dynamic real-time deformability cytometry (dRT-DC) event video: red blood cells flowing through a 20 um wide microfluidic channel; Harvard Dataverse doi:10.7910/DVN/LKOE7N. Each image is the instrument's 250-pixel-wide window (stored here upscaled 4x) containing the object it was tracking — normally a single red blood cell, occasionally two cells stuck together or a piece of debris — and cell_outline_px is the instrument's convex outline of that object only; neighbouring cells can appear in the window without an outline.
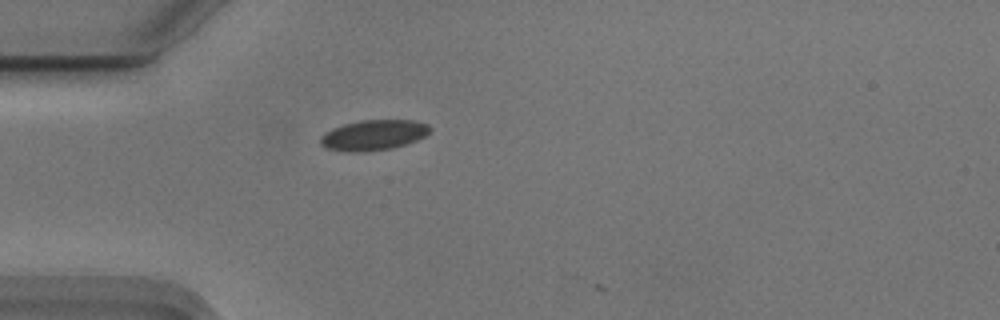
{"species": "Egyptian fruit bat (a non-hibernating species)", "species_latin": "Rousettus aegyptiacus", "temperature_condition": "cold", "stored_images_in_passage": 4, "camera_frame_rate_fps": 3000, "um_per_image_px": 0.085, "animal": {"sex": "male"}, "frame": {"image": 1, "passage_image": 1, "time_ms": 0.0, "image_size_px": [1000, 320], "cell_outline_px": [[432, 128], [424, 136], [416, 140], [392, 148], [364, 152], [348, 152], [324, 148], [320, 144], [320, 136], [324, 132], [332, 128], [344, 124], [360, 120], [412, 120], [428, 124]], "centroid_in_image_um": [31.7, 11.48], "position_along_channel_um": 53.3, "area_um2": 19.48}}